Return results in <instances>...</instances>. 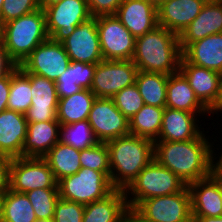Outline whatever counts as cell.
Segmentation results:
<instances>
[{"label": "cell", "mask_w": 222, "mask_h": 222, "mask_svg": "<svg viewBox=\"0 0 222 222\" xmlns=\"http://www.w3.org/2000/svg\"><path fill=\"white\" fill-rule=\"evenodd\" d=\"M213 147L202 133L187 141H154V159L176 174L187 186L210 176Z\"/></svg>", "instance_id": "1"}, {"label": "cell", "mask_w": 222, "mask_h": 222, "mask_svg": "<svg viewBox=\"0 0 222 222\" xmlns=\"http://www.w3.org/2000/svg\"><path fill=\"white\" fill-rule=\"evenodd\" d=\"M181 58L179 36L164 27L136 38L132 61L139 71L172 75L179 72Z\"/></svg>", "instance_id": "2"}, {"label": "cell", "mask_w": 222, "mask_h": 222, "mask_svg": "<svg viewBox=\"0 0 222 222\" xmlns=\"http://www.w3.org/2000/svg\"><path fill=\"white\" fill-rule=\"evenodd\" d=\"M109 149L110 182L125 190L154 159V141L128 134L106 142Z\"/></svg>", "instance_id": "3"}, {"label": "cell", "mask_w": 222, "mask_h": 222, "mask_svg": "<svg viewBox=\"0 0 222 222\" xmlns=\"http://www.w3.org/2000/svg\"><path fill=\"white\" fill-rule=\"evenodd\" d=\"M48 38L43 8L3 24L2 44L17 66Z\"/></svg>", "instance_id": "4"}, {"label": "cell", "mask_w": 222, "mask_h": 222, "mask_svg": "<svg viewBox=\"0 0 222 222\" xmlns=\"http://www.w3.org/2000/svg\"><path fill=\"white\" fill-rule=\"evenodd\" d=\"M186 186L176 174L153 159L124 191L128 206L135 208L142 200L176 194ZM129 194L133 195L130 200Z\"/></svg>", "instance_id": "5"}, {"label": "cell", "mask_w": 222, "mask_h": 222, "mask_svg": "<svg viewBox=\"0 0 222 222\" xmlns=\"http://www.w3.org/2000/svg\"><path fill=\"white\" fill-rule=\"evenodd\" d=\"M60 198L83 205L103 199L115 188L101 171L81 168L58 182Z\"/></svg>", "instance_id": "6"}, {"label": "cell", "mask_w": 222, "mask_h": 222, "mask_svg": "<svg viewBox=\"0 0 222 222\" xmlns=\"http://www.w3.org/2000/svg\"><path fill=\"white\" fill-rule=\"evenodd\" d=\"M41 8L45 12L49 38L59 43L66 40L76 26L92 17L86 0H61Z\"/></svg>", "instance_id": "7"}, {"label": "cell", "mask_w": 222, "mask_h": 222, "mask_svg": "<svg viewBox=\"0 0 222 222\" xmlns=\"http://www.w3.org/2000/svg\"><path fill=\"white\" fill-rule=\"evenodd\" d=\"M134 209L151 222H189L192 219L187 186L176 194L142 200Z\"/></svg>", "instance_id": "8"}, {"label": "cell", "mask_w": 222, "mask_h": 222, "mask_svg": "<svg viewBox=\"0 0 222 222\" xmlns=\"http://www.w3.org/2000/svg\"><path fill=\"white\" fill-rule=\"evenodd\" d=\"M138 71L132 60H103L96 64L90 90L97 98H112L135 84Z\"/></svg>", "instance_id": "9"}, {"label": "cell", "mask_w": 222, "mask_h": 222, "mask_svg": "<svg viewBox=\"0 0 222 222\" xmlns=\"http://www.w3.org/2000/svg\"><path fill=\"white\" fill-rule=\"evenodd\" d=\"M38 188H58V182L47 161L38 157L13 158L10 189L26 193Z\"/></svg>", "instance_id": "10"}, {"label": "cell", "mask_w": 222, "mask_h": 222, "mask_svg": "<svg viewBox=\"0 0 222 222\" xmlns=\"http://www.w3.org/2000/svg\"><path fill=\"white\" fill-rule=\"evenodd\" d=\"M103 60H132L136 38L115 15L97 16Z\"/></svg>", "instance_id": "11"}, {"label": "cell", "mask_w": 222, "mask_h": 222, "mask_svg": "<svg viewBox=\"0 0 222 222\" xmlns=\"http://www.w3.org/2000/svg\"><path fill=\"white\" fill-rule=\"evenodd\" d=\"M70 62L63 44L48 38L30 53L19 69L23 73L37 74L56 82Z\"/></svg>", "instance_id": "12"}, {"label": "cell", "mask_w": 222, "mask_h": 222, "mask_svg": "<svg viewBox=\"0 0 222 222\" xmlns=\"http://www.w3.org/2000/svg\"><path fill=\"white\" fill-rule=\"evenodd\" d=\"M87 120L99 142L130 134L129 119L115 106L112 98L96 97Z\"/></svg>", "instance_id": "13"}, {"label": "cell", "mask_w": 222, "mask_h": 222, "mask_svg": "<svg viewBox=\"0 0 222 222\" xmlns=\"http://www.w3.org/2000/svg\"><path fill=\"white\" fill-rule=\"evenodd\" d=\"M71 61L97 64L103 61L97 30V17L76 26L74 32L62 42Z\"/></svg>", "instance_id": "14"}, {"label": "cell", "mask_w": 222, "mask_h": 222, "mask_svg": "<svg viewBox=\"0 0 222 222\" xmlns=\"http://www.w3.org/2000/svg\"><path fill=\"white\" fill-rule=\"evenodd\" d=\"M31 83L32 103L25 114L27 122H46L57 120V96L56 83L43 76L24 73Z\"/></svg>", "instance_id": "15"}, {"label": "cell", "mask_w": 222, "mask_h": 222, "mask_svg": "<svg viewBox=\"0 0 222 222\" xmlns=\"http://www.w3.org/2000/svg\"><path fill=\"white\" fill-rule=\"evenodd\" d=\"M179 72L186 78L198 100L211 112L220 93V73L180 60Z\"/></svg>", "instance_id": "16"}, {"label": "cell", "mask_w": 222, "mask_h": 222, "mask_svg": "<svg viewBox=\"0 0 222 222\" xmlns=\"http://www.w3.org/2000/svg\"><path fill=\"white\" fill-rule=\"evenodd\" d=\"M115 16L135 38L158 26L157 7L149 0H123Z\"/></svg>", "instance_id": "17"}, {"label": "cell", "mask_w": 222, "mask_h": 222, "mask_svg": "<svg viewBox=\"0 0 222 222\" xmlns=\"http://www.w3.org/2000/svg\"><path fill=\"white\" fill-rule=\"evenodd\" d=\"M208 0H165L157 7L158 26L178 36L199 15Z\"/></svg>", "instance_id": "18"}, {"label": "cell", "mask_w": 222, "mask_h": 222, "mask_svg": "<svg viewBox=\"0 0 222 222\" xmlns=\"http://www.w3.org/2000/svg\"><path fill=\"white\" fill-rule=\"evenodd\" d=\"M222 33V0H208L199 15L179 35L181 51L209 35Z\"/></svg>", "instance_id": "19"}, {"label": "cell", "mask_w": 222, "mask_h": 222, "mask_svg": "<svg viewBox=\"0 0 222 222\" xmlns=\"http://www.w3.org/2000/svg\"><path fill=\"white\" fill-rule=\"evenodd\" d=\"M187 187L191 196L192 217L222 216V191L211 175Z\"/></svg>", "instance_id": "20"}, {"label": "cell", "mask_w": 222, "mask_h": 222, "mask_svg": "<svg viewBox=\"0 0 222 222\" xmlns=\"http://www.w3.org/2000/svg\"><path fill=\"white\" fill-rule=\"evenodd\" d=\"M27 133L24 114L6 109L0 113V155L22 157V148Z\"/></svg>", "instance_id": "21"}, {"label": "cell", "mask_w": 222, "mask_h": 222, "mask_svg": "<svg viewBox=\"0 0 222 222\" xmlns=\"http://www.w3.org/2000/svg\"><path fill=\"white\" fill-rule=\"evenodd\" d=\"M196 116L197 113L165 107L160 134L156 140L176 142L198 138L202 131L196 124Z\"/></svg>", "instance_id": "22"}, {"label": "cell", "mask_w": 222, "mask_h": 222, "mask_svg": "<svg viewBox=\"0 0 222 222\" xmlns=\"http://www.w3.org/2000/svg\"><path fill=\"white\" fill-rule=\"evenodd\" d=\"M59 121L27 122L22 157L43 158L59 142Z\"/></svg>", "instance_id": "23"}, {"label": "cell", "mask_w": 222, "mask_h": 222, "mask_svg": "<svg viewBox=\"0 0 222 222\" xmlns=\"http://www.w3.org/2000/svg\"><path fill=\"white\" fill-rule=\"evenodd\" d=\"M182 57L190 64L222 73V33L189 44Z\"/></svg>", "instance_id": "24"}, {"label": "cell", "mask_w": 222, "mask_h": 222, "mask_svg": "<svg viewBox=\"0 0 222 222\" xmlns=\"http://www.w3.org/2000/svg\"><path fill=\"white\" fill-rule=\"evenodd\" d=\"M128 208L125 191L114 189L103 199L85 205L82 222H122Z\"/></svg>", "instance_id": "25"}, {"label": "cell", "mask_w": 222, "mask_h": 222, "mask_svg": "<svg viewBox=\"0 0 222 222\" xmlns=\"http://www.w3.org/2000/svg\"><path fill=\"white\" fill-rule=\"evenodd\" d=\"M166 107L190 113H211L198 100L194 90L180 72L168 75Z\"/></svg>", "instance_id": "26"}, {"label": "cell", "mask_w": 222, "mask_h": 222, "mask_svg": "<svg viewBox=\"0 0 222 222\" xmlns=\"http://www.w3.org/2000/svg\"><path fill=\"white\" fill-rule=\"evenodd\" d=\"M96 64L71 61L65 72L57 79L56 90L59 99L91 89Z\"/></svg>", "instance_id": "27"}, {"label": "cell", "mask_w": 222, "mask_h": 222, "mask_svg": "<svg viewBox=\"0 0 222 222\" xmlns=\"http://www.w3.org/2000/svg\"><path fill=\"white\" fill-rule=\"evenodd\" d=\"M96 96L90 89H82L58 101L57 120L60 124H71L87 120Z\"/></svg>", "instance_id": "28"}, {"label": "cell", "mask_w": 222, "mask_h": 222, "mask_svg": "<svg viewBox=\"0 0 222 222\" xmlns=\"http://www.w3.org/2000/svg\"><path fill=\"white\" fill-rule=\"evenodd\" d=\"M59 182L81 169L80 150L61 142L56 143L43 157Z\"/></svg>", "instance_id": "29"}, {"label": "cell", "mask_w": 222, "mask_h": 222, "mask_svg": "<svg viewBox=\"0 0 222 222\" xmlns=\"http://www.w3.org/2000/svg\"><path fill=\"white\" fill-rule=\"evenodd\" d=\"M168 75L138 71L136 82L144 104L160 108L166 107Z\"/></svg>", "instance_id": "30"}, {"label": "cell", "mask_w": 222, "mask_h": 222, "mask_svg": "<svg viewBox=\"0 0 222 222\" xmlns=\"http://www.w3.org/2000/svg\"><path fill=\"white\" fill-rule=\"evenodd\" d=\"M165 108L146 105L129 119V132L138 137L155 141L162 125V116Z\"/></svg>", "instance_id": "31"}, {"label": "cell", "mask_w": 222, "mask_h": 222, "mask_svg": "<svg viewBox=\"0 0 222 222\" xmlns=\"http://www.w3.org/2000/svg\"><path fill=\"white\" fill-rule=\"evenodd\" d=\"M34 209L26 193L9 189L4 194L2 222H35Z\"/></svg>", "instance_id": "32"}, {"label": "cell", "mask_w": 222, "mask_h": 222, "mask_svg": "<svg viewBox=\"0 0 222 222\" xmlns=\"http://www.w3.org/2000/svg\"><path fill=\"white\" fill-rule=\"evenodd\" d=\"M30 79L16 66L11 71L7 109L26 114L32 103Z\"/></svg>", "instance_id": "33"}, {"label": "cell", "mask_w": 222, "mask_h": 222, "mask_svg": "<svg viewBox=\"0 0 222 222\" xmlns=\"http://www.w3.org/2000/svg\"><path fill=\"white\" fill-rule=\"evenodd\" d=\"M59 142L83 150L96 145L99 141L88 120H83L71 124H60Z\"/></svg>", "instance_id": "34"}, {"label": "cell", "mask_w": 222, "mask_h": 222, "mask_svg": "<svg viewBox=\"0 0 222 222\" xmlns=\"http://www.w3.org/2000/svg\"><path fill=\"white\" fill-rule=\"evenodd\" d=\"M36 214L37 220L53 219L55 204L59 200L58 188H38L26 192Z\"/></svg>", "instance_id": "35"}, {"label": "cell", "mask_w": 222, "mask_h": 222, "mask_svg": "<svg viewBox=\"0 0 222 222\" xmlns=\"http://www.w3.org/2000/svg\"><path fill=\"white\" fill-rule=\"evenodd\" d=\"M81 168L93 169L103 172L110 179L109 149L106 142L80 150Z\"/></svg>", "instance_id": "36"}, {"label": "cell", "mask_w": 222, "mask_h": 222, "mask_svg": "<svg viewBox=\"0 0 222 222\" xmlns=\"http://www.w3.org/2000/svg\"><path fill=\"white\" fill-rule=\"evenodd\" d=\"M112 99L115 106L127 119L134 116L144 106V100L136 84L125 87L116 93Z\"/></svg>", "instance_id": "37"}, {"label": "cell", "mask_w": 222, "mask_h": 222, "mask_svg": "<svg viewBox=\"0 0 222 222\" xmlns=\"http://www.w3.org/2000/svg\"><path fill=\"white\" fill-rule=\"evenodd\" d=\"M40 8L39 0H4L0 21L3 25Z\"/></svg>", "instance_id": "38"}, {"label": "cell", "mask_w": 222, "mask_h": 222, "mask_svg": "<svg viewBox=\"0 0 222 222\" xmlns=\"http://www.w3.org/2000/svg\"><path fill=\"white\" fill-rule=\"evenodd\" d=\"M85 205L59 198L55 204L54 222H82Z\"/></svg>", "instance_id": "39"}, {"label": "cell", "mask_w": 222, "mask_h": 222, "mask_svg": "<svg viewBox=\"0 0 222 222\" xmlns=\"http://www.w3.org/2000/svg\"><path fill=\"white\" fill-rule=\"evenodd\" d=\"M91 16L115 15L123 0H86Z\"/></svg>", "instance_id": "40"}, {"label": "cell", "mask_w": 222, "mask_h": 222, "mask_svg": "<svg viewBox=\"0 0 222 222\" xmlns=\"http://www.w3.org/2000/svg\"><path fill=\"white\" fill-rule=\"evenodd\" d=\"M13 158L0 155V194L10 189L11 163Z\"/></svg>", "instance_id": "41"}, {"label": "cell", "mask_w": 222, "mask_h": 222, "mask_svg": "<svg viewBox=\"0 0 222 222\" xmlns=\"http://www.w3.org/2000/svg\"><path fill=\"white\" fill-rule=\"evenodd\" d=\"M11 72L0 77V113L7 109L10 94Z\"/></svg>", "instance_id": "42"}, {"label": "cell", "mask_w": 222, "mask_h": 222, "mask_svg": "<svg viewBox=\"0 0 222 222\" xmlns=\"http://www.w3.org/2000/svg\"><path fill=\"white\" fill-rule=\"evenodd\" d=\"M16 66L5 51L3 44H0V77L9 74Z\"/></svg>", "instance_id": "43"}, {"label": "cell", "mask_w": 222, "mask_h": 222, "mask_svg": "<svg viewBox=\"0 0 222 222\" xmlns=\"http://www.w3.org/2000/svg\"><path fill=\"white\" fill-rule=\"evenodd\" d=\"M122 222H151L146 220L134 208H128L123 216Z\"/></svg>", "instance_id": "44"}, {"label": "cell", "mask_w": 222, "mask_h": 222, "mask_svg": "<svg viewBox=\"0 0 222 222\" xmlns=\"http://www.w3.org/2000/svg\"><path fill=\"white\" fill-rule=\"evenodd\" d=\"M214 160L211 166V173L210 175L216 180V182L219 184L220 189L222 191V163H215Z\"/></svg>", "instance_id": "45"}, {"label": "cell", "mask_w": 222, "mask_h": 222, "mask_svg": "<svg viewBox=\"0 0 222 222\" xmlns=\"http://www.w3.org/2000/svg\"><path fill=\"white\" fill-rule=\"evenodd\" d=\"M218 111H222V73H220V93H219V99H218V102H217V106L211 111V114L214 112H217Z\"/></svg>", "instance_id": "46"}, {"label": "cell", "mask_w": 222, "mask_h": 222, "mask_svg": "<svg viewBox=\"0 0 222 222\" xmlns=\"http://www.w3.org/2000/svg\"><path fill=\"white\" fill-rule=\"evenodd\" d=\"M192 219L198 222H222V216L219 217H192Z\"/></svg>", "instance_id": "47"}, {"label": "cell", "mask_w": 222, "mask_h": 222, "mask_svg": "<svg viewBox=\"0 0 222 222\" xmlns=\"http://www.w3.org/2000/svg\"><path fill=\"white\" fill-rule=\"evenodd\" d=\"M61 0H39L40 6H49L53 5Z\"/></svg>", "instance_id": "48"}, {"label": "cell", "mask_w": 222, "mask_h": 222, "mask_svg": "<svg viewBox=\"0 0 222 222\" xmlns=\"http://www.w3.org/2000/svg\"><path fill=\"white\" fill-rule=\"evenodd\" d=\"M3 204H4V194H0V222L3 218Z\"/></svg>", "instance_id": "49"}, {"label": "cell", "mask_w": 222, "mask_h": 222, "mask_svg": "<svg viewBox=\"0 0 222 222\" xmlns=\"http://www.w3.org/2000/svg\"><path fill=\"white\" fill-rule=\"evenodd\" d=\"M151 3H153L156 7H158L162 2L165 0H149Z\"/></svg>", "instance_id": "50"}, {"label": "cell", "mask_w": 222, "mask_h": 222, "mask_svg": "<svg viewBox=\"0 0 222 222\" xmlns=\"http://www.w3.org/2000/svg\"><path fill=\"white\" fill-rule=\"evenodd\" d=\"M2 33H3V25L0 21V44H2Z\"/></svg>", "instance_id": "51"}, {"label": "cell", "mask_w": 222, "mask_h": 222, "mask_svg": "<svg viewBox=\"0 0 222 222\" xmlns=\"http://www.w3.org/2000/svg\"><path fill=\"white\" fill-rule=\"evenodd\" d=\"M35 222H54V221H53V219H50V220L39 219V220H36Z\"/></svg>", "instance_id": "52"}, {"label": "cell", "mask_w": 222, "mask_h": 222, "mask_svg": "<svg viewBox=\"0 0 222 222\" xmlns=\"http://www.w3.org/2000/svg\"><path fill=\"white\" fill-rule=\"evenodd\" d=\"M3 2H4V0H0V12H1V9H2V6H3Z\"/></svg>", "instance_id": "53"}, {"label": "cell", "mask_w": 222, "mask_h": 222, "mask_svg": "<svg viewBox=\"0 0 222 222\" xmlns=\"http://www.w3.org/2000/svg\"><path fill=\"white\" fill-rule=\"evenodd\" d=\"M218 162L216 163H222V153H221V156L219 157V160H217Z\"/></svg>", "instance_id": "54"}, {"label": "cell", "mask_w": 222, "mask_h": 222, "mask_svg": "<svg viewBox=\"0 0 222 222\" xmlns=\"http://www.w3.org/2000/svg\"><path fill=\"white\" fill-rule=\"evenodd\" d=\"M189 222H198L197 220L191 219Z\"/></svg>", "instance_id": "55"}]
</instances>
